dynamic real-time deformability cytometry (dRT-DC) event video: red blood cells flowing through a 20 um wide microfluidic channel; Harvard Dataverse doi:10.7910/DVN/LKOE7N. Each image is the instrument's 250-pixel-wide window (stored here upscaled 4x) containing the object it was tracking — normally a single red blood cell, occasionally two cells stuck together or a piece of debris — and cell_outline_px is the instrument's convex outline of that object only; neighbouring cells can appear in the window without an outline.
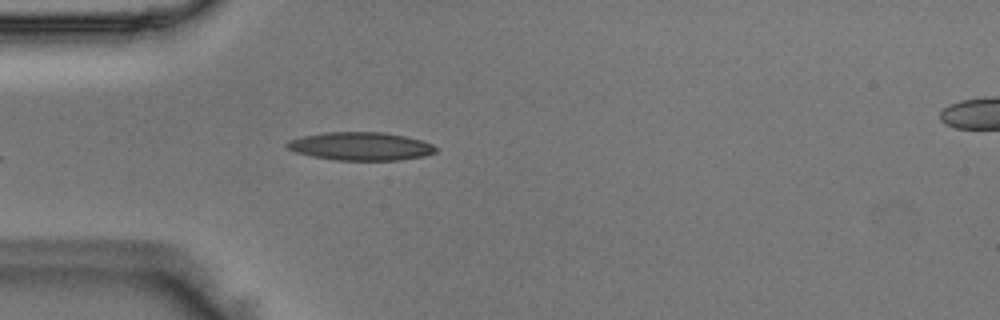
{"species": "Egyptian fruit bat (a non-hibernating species)", "species_latin": "Rousettus aegyptiacus", "temperature_condition": "room temperature", "stored_images_in_passage": 41, "camera_frame_rate_fps": 3000, "um_per_image_px": 0.085, "animal": {"sex": "male"}, "frame": {"image": 1, "passage_image": 6, "time_ms": 1.667, "image_size_px": [1000, 320], "cell_outline_px": [[436, 152], [424, 156], [400, 160], [336, 160], [312, 156], [296, 152], [288, 148], [284, 144], [288, 140], [304, 136], [324, 132], [384, 132], [424, 140], [432, 144], [436, 148]], "centroid_in_image_um": [30.67, 12.43], "position_along_channel_um": 54.3, "area_um2": 24.45}}
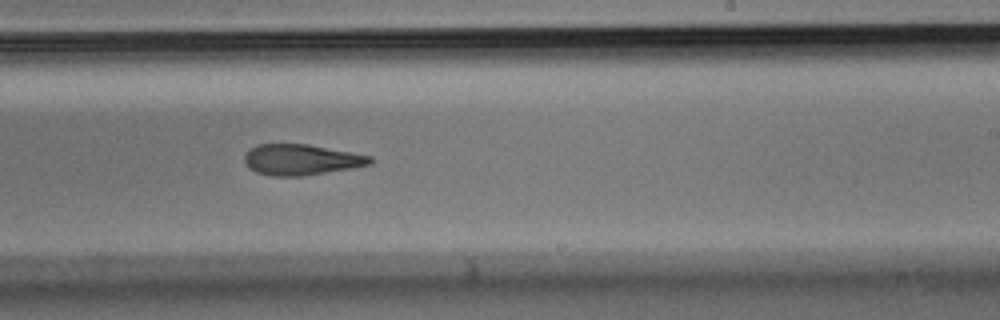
{"frame": {"image": 2, "passage_image": 22, "time_ms": 7.0, "image_size_px": [1000, 320], "cell_outline_px": [[372, 164], [352, 168], [300, 176], [272, 176], [256, 172], [248, 168], [244, 160], [244, 156], [256, 144], [308, 144], [352, 152], [372, 156]], "centroid_in_image_um": [25.6, 13.57], "position_along_channel_um": 263.4, "area_um2": 22.48}}
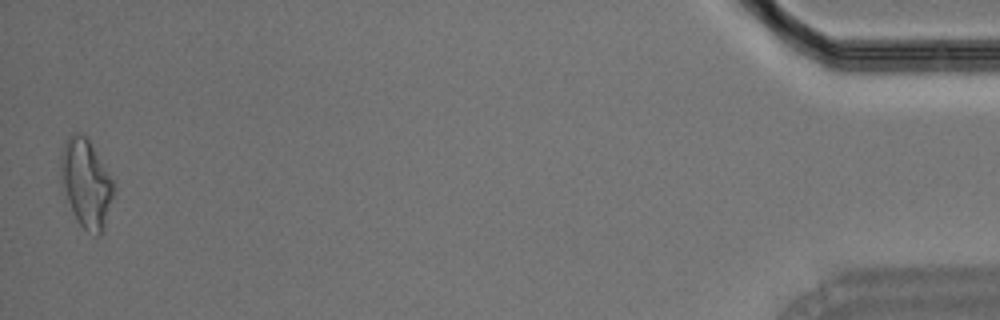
{"frame": {"image": 3, "passage_image": 41, "time_ms": 13.333, "image_size_px": [1000, 320], "cell_outline_px": [[112, 196], [104, 228], [100, 236], [96, 236], [84, 228], [80, 224], [68, 200], [60, 180], [60, 156], [64, 144], [68, 136], [76, 132], [80, 132], [88, 140], [112, 180]], "centroid_in_image_um": [7.28, 15.56], "position_along_channel_um": 427.9, "area_um2": 26.24}}